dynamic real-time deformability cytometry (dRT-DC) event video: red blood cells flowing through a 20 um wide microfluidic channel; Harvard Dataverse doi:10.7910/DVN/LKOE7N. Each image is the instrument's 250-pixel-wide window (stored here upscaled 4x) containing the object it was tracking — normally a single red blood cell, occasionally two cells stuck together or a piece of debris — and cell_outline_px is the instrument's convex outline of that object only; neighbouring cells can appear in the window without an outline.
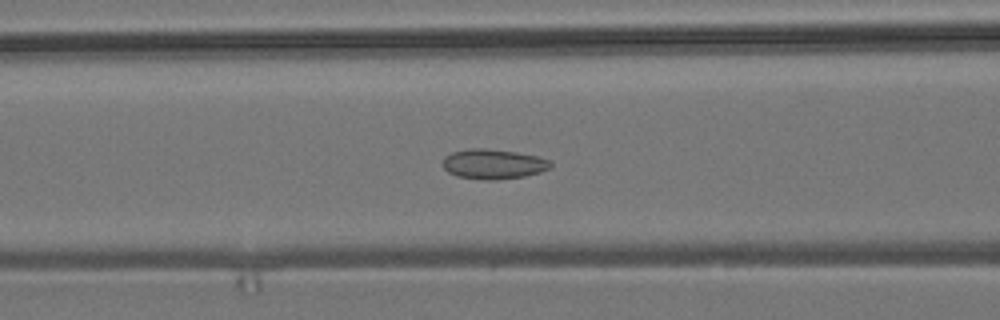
{"species": "common noctule bat (a hibernating species)", "species_latin": "Nyctalus noctula", "temperature_condition": "room temperature", "stored_images_in_passage": 56, "camera_frame_rate_fps": 3000, "um_per_image_px": 0.085, "animal": {"sex": "male", "body_mass_g": 19.2, "forearm_length_mm": 51.8}, "frame": {"image": 1, "passage_image": 23, "time_ms": 7.333, "image_size_px": [1000, 320], "cell_outline_px": [[552, 164], [548, 168], [540, 172], [524, 176], [496, 180], [480, 180], [456, 176], [448, 172], [444, 168], [444, 156], [452, 152], [468, 148], [484, 148], [516, 152], [536, 156], [552, 160]], "centroid_in_image_um": [41.92, 13.94], "position_along_channel_um": 124.7, "area_um2": 18.84}}
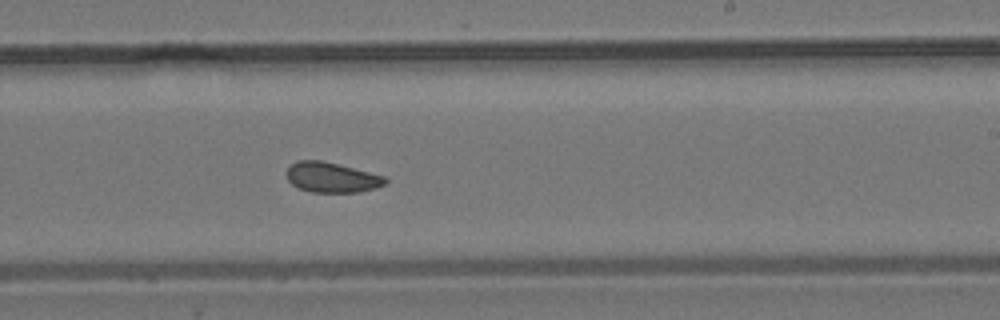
{"frame": {"image": 2, "passage_image": 34, "time_ms": 11.0, "image_size_px": [1000, 320], "cell_outline_px": [[388, 180], [384, 184], [376, 188], [360, 192], [312, 192], [300, 188], [292, 184], [288, 180], [288, 168], [296, 160], [320, 160], [384, 176]], "centroid_in_image_um": [28.19, 15.08], "position_along_channel_um": 260.8, "area_um2": 16.99}}
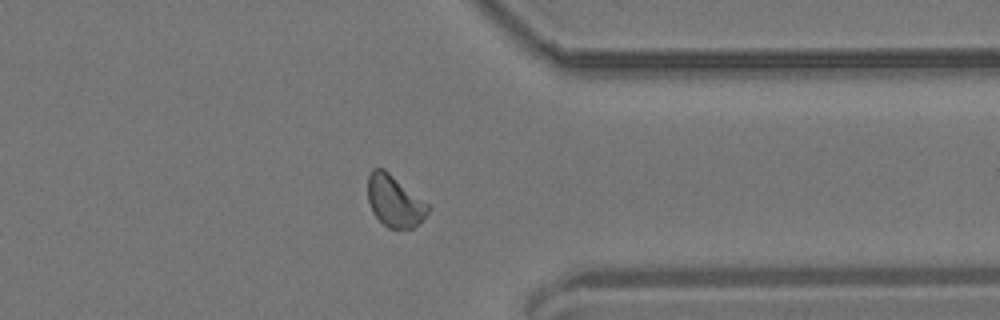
{"frame": {"image": 3, "passage_image": 44, "time_ms": 14.333, "image_size_px": [1000, 320], "cell_outline_px": [[428, 212], [412, 228], [388, 228], [372, 212], [368, 200], [368, 172], [372, 168], [384, 168], [428, 204]], "centroid_in_image_um": [33.49, 17.06], "position_along_channel_um": 377.9, "area_um2": 17.74}, "authors_computed_cell_mechanics": {"area_um2": 18.1203, "velocity_mm_per_s": 3.7232, "shape_relaxation_time_tau1_ms": null, "shape_relaxation_time_tau2_ms": 2.7363, "deformation_change_tau1": null, "deformation_change_tau2": 0.0744}}